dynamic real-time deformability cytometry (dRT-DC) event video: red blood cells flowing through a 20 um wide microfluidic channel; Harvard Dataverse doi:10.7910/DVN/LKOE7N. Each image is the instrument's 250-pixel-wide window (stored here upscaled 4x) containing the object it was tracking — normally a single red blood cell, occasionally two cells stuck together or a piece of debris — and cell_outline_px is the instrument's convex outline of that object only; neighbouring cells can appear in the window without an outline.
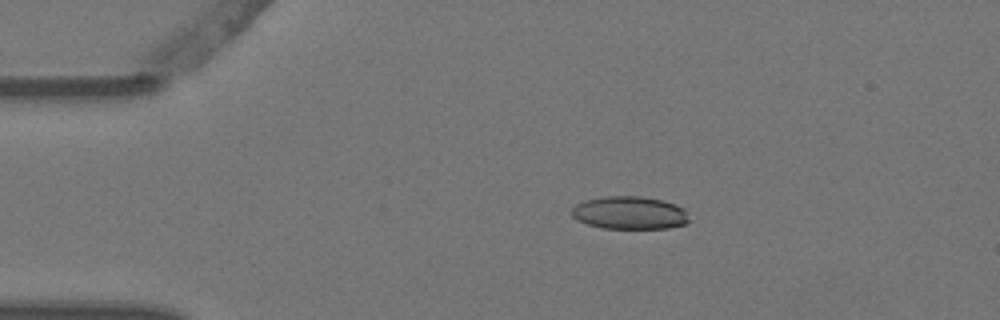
{"species": "Egyptian fruit bat (a non-hibernating species)", "species_latin": "Rousettus aegyptiacus", "temperature_condition": "warm", "stored_images_in_passage": 7, "camera_frame_rate_fps": 3000, "um_per_image_px": 0.085, "animal": {"sex": "female"}, "frame": {"image": 1, "passage_image": 3, "time_ms": 0.667, "image_size_px": [1000, 320], "cell_outline_px": [[688, 220], [684, 224], [668, 228], [604, 228], [588, 224], [576, 220], [572, 216], [572, 208], [576, 204], [584, 200], [604, 196], [640, 196], [660, 200], [676, 204], [684, 208]], "centroid_in_image_um": [53.48, 18.08], "position_along_channel_um": 31.5, "area_um2": 22.37}}
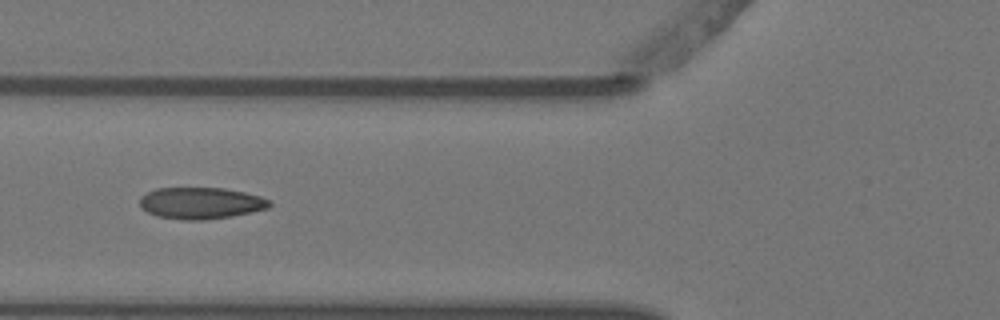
{"frame": {"image": 2, "passage_image": 6, "time_ms": 1.667, "image_size_px": [1000, 320], "cell_outline_px": [[272, 204], [268, 208], [232, 216], [204, 220], [184, 220], [156, 216], [140, 208], [140, 196], [156, 188], [224, 188], [244, 192], [260, 196], [268, 200]], "centroid_in_image_um": [17.04, 17.26], "position_along_channel_um": 108.8, "area_um2": 23.87}}
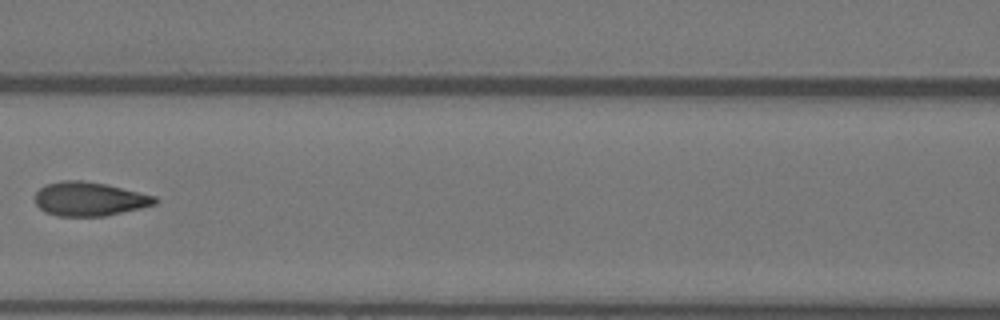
{"frame": {"image": 3, "passage_image": 7, "time_ms": 2.0, "image_size_px": [1000, 320], "cell_outline_px": [[156, 204], [140, 208], [104, 216], [60, 216], [44, 212], [36, 204], [36, 192], [40, 188], [48, 184], [60, 180], [80, 180], [104, 184], [156, 196]], "centroid_in_image_um": [7.57, 16.91], "position_along_channel_um": 159.0, "area_um2": 23.41}}